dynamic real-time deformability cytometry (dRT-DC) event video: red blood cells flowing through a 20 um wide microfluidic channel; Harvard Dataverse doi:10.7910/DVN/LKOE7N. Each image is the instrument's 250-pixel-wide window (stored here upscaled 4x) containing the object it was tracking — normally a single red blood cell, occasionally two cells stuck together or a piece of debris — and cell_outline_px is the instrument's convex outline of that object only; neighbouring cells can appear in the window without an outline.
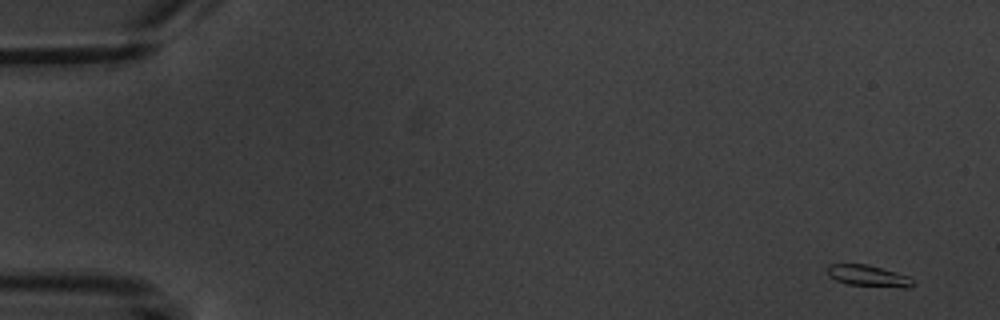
{"species": "common noctule bat (a hibernating species)", "species_latin": "Nyctalus noctula", "temperature_condition": "warm", "stored_images_in_passage": 5, "camera_frame_rate_fps": 3000, "um_per_image_px": 0.085, "animal": {"sex": "male", "body_mass_g": 20.1, "forearm_length_mm": 53.5}, "frame": {"image": 1, "passage_image": 1, "time_ms": 0.0, "image_size_px": [1000, 320], "cell_outline_px": [[916, 284], [908, 288], [904, 288], [848, 284], [836, 280], [828, 276], [828, 264], [868, 264], [908, 276], [916, 280]], "centroid_in_image_um": [73.86, 23.46], "position_along_channel_um": 11.1, "area_um2": 10.69}}
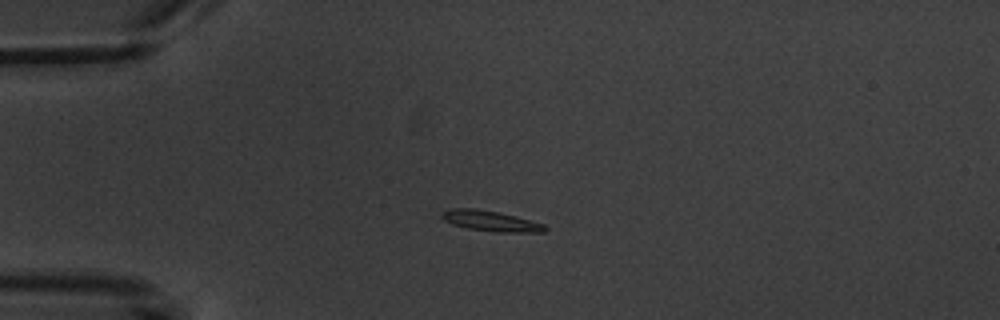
{"frame": {"image": 2, "passage_image": 4, "time_ms": 4.0, "image_size_px": [1000, 320], "cell_outline_px": [[548, 228], [544, 232], [496, 232], [468, 228], [452, 224], [444, 220], [440, 216], [440, 212], [452, 208], [476, 208], [500, 212], [516, 216], [544, 224]], "centroid_in_image_um": [41.69, 18.77], "position_along_channel_um": 43.3, "area_um2": 12.43}}